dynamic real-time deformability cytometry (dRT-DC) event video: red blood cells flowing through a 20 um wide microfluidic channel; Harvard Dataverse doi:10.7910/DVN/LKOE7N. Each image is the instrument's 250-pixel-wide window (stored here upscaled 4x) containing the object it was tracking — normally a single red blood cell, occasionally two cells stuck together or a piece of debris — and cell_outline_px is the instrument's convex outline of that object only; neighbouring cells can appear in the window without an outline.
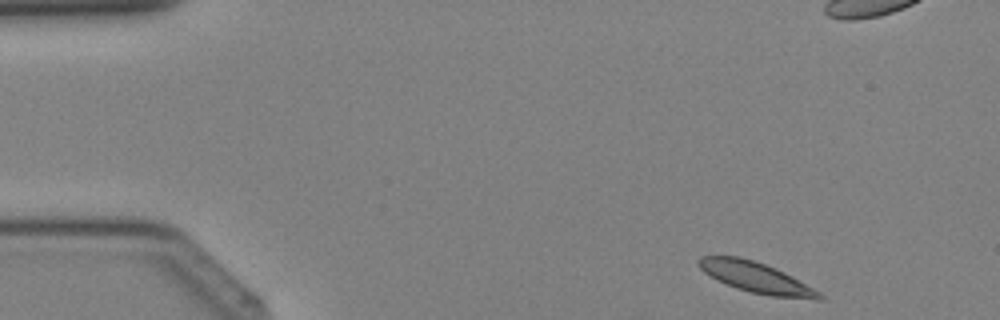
{"species": "Egyptian fruit bat (a non-hibernating species)", "species_latin": "Rousettus aegyptiacus", "temperature_condition": "cold", "stored_images_in_passage": 38, "camera_frame_rate_fps": 3000, "um_per_image_px": 0.085, "animal": {"sex": "female"}, "frame": {"image": 1, "passage_image": 1, "time_ms": 0.0, "image_size_px": [1000, 320], "cell_outline_px": [[812, 296], [784, 296], [756, 292], [740, 288], [720, 280], [708, 272], [700, 264], [712, 256], [728, 256], [748, 260], [772, 268], [796, 280], [808, 288]], "centroid_in_image_um": [64.07, 23.52], "position_along_channel_um": 20.9, "area_um2": 17.57}}
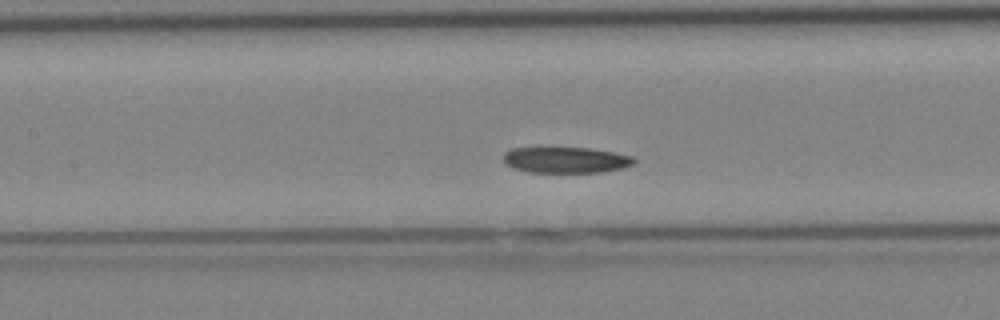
{"frame": {"image": 2, "passage_image": 15, "time_ms": 4.667, "image_size_px": [1000, 320], "cell_outline_px": [[632, 160], [628, 164], [612, 168], [584, 172], [552, 172], [524, 168], [512, 164], [508, 160], [508, 152], [524, 148], [576, 148], [604, 152], [624, 156]], "centroid_in_image_um": [48.07, 13.58], "position_along_channel_um": 159.3, "area_um2": 16.82}}
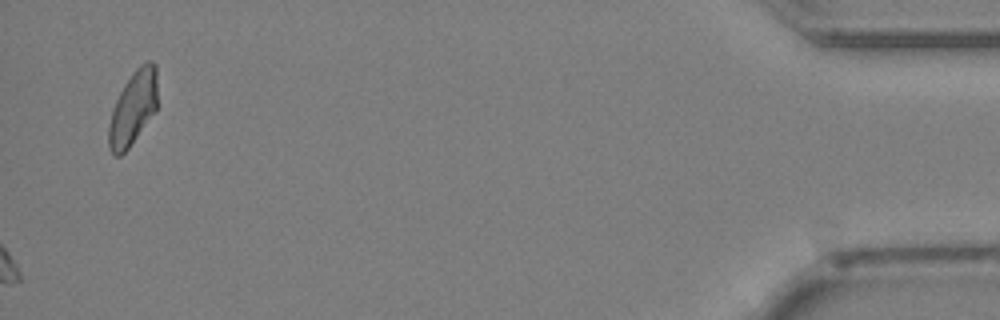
{"frame": {"image": 3, "passage_image": 38, "time_ms": 12.333, "image_size_px": [1000, 320], "cell_outline_px": [[156, 108], [124, 152], [120, 152], [112, 148], [112, 116], [116, 104], [124, 88], [132, 76], [136, 72], [152, 64], [156, 92]], "centroid_in_image_um": [11.35, 9.21], "position_along_channel_um": 423.8, "area_um2": 17.4}}